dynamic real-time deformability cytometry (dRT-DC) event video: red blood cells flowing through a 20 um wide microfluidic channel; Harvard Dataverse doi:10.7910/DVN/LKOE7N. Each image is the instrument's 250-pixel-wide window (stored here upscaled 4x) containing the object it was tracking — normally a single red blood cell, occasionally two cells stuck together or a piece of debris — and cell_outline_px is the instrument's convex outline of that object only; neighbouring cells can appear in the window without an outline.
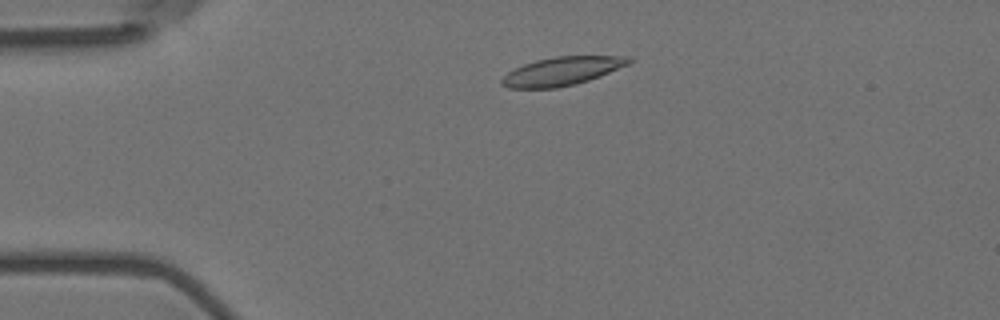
{"species": "Egyptian fruit bat (a non-hibernating species)", "species_latin": "Rousettus aegyptiacus", "temperature_condition": "room temperature", "stored_images_in_passage": 52, "camera_frame_rate_fps": 3000, "um_per_image_px": 0.085, "animal": {"sex": "female"}, "frame": {"image": 1, "passage_image": 8, "time_ms": 2.333, "image_size_px": [1000, 320], "cell_outline_px": [[632, 60], [628, 64], [600, 76], [576, 84], [556, 88], [508, 88], [500, 84], [500, 80], [508, 72], [524, 64], [536, 60], [556, 56], [632, 56]], "centroid_in_image_um": [47.76, 6.05], "position_along_channel_um": 37.2, "area_um2": 20.98}}
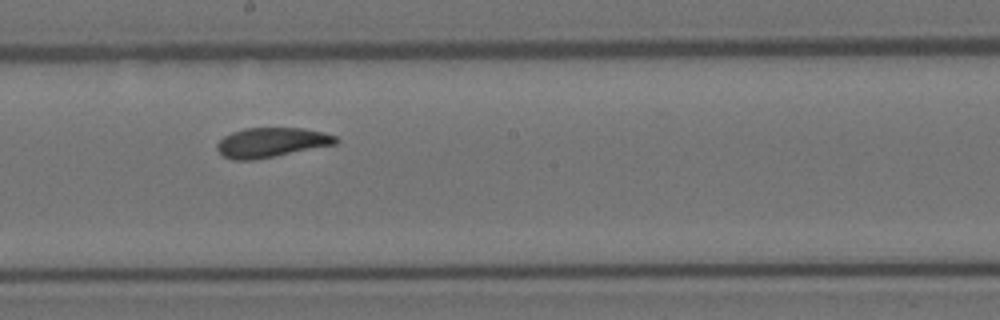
{"frame": {"image": 2, "passage_image": 27, "time_ms": 8.667, "image_size_px": [1000, 320], "cell_outline_px": [[340, 140], [336, 144], [252, 160], [232, 160], [224, 156], [216, 148], [216, 144], [224, 136], [232, 132], [244, 128], [304, 128], [324, 132], [336, 136]], "centroid_in_image_um": [23.07, 12.1], "position_along_channel_um": 225.1, "area_um2": 20.4}}
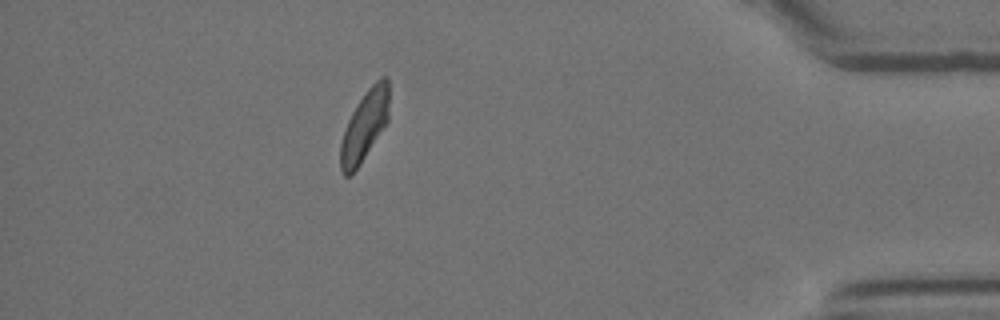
{"frame": {"image": 3, "passage_image": 46, "time_ms": 15.0, "image_size_px": [1000, 320], "cell_outline_px": [[388, 120], [360, 164], [348, 176], [344, 176], [340, 168], [340, 144], [348, 120], [356, 104], [364, 92], [380, 76], [388, 76]], "centroid_in_image_um": [30.98, 10.65], "position_along_channel_um": 404.2, "area_um2": 19.65}, "authors_computed_cell_mechanics": {"area_um2": 20.808, "velocity_mm_per_s": 3.5403, "shape_relaxation_time_tau1_ms": 6.3525, "shape_relaxation_time_tau2_ms": 4.172, "deformation_change_tau1": 0.1645, "deformation_change_tau2": 0.0905}}